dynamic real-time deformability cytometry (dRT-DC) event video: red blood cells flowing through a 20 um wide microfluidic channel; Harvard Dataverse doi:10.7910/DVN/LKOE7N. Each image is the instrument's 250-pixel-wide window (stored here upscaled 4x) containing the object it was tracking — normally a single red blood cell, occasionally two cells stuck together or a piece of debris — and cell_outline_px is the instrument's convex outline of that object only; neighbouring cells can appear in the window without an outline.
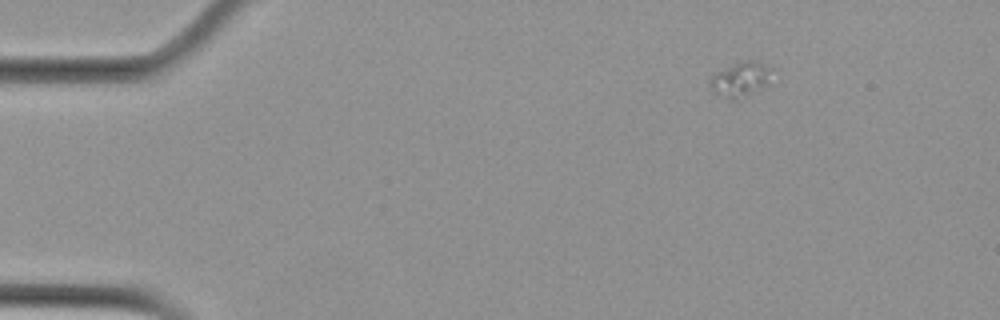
{"species": "Egyptian fruit bat (a non-hibernating species)", "species_latin": "Rousettus aegyptiacus", "temperature_condition": "cold", "stored_images_in_passage": 9, "camera_frame_rate_fps": 3000, "um_per_image_px": 0.085, "animal": {"sex": "female"}, "frame": {"image": 1, "passage_image": 1, "time_ms": 0.0, "image_size_px": [1000, 320], "cell_outline_px": [[776, 68], [772, 84], [736, 100], [728, 100], [712, 92], [708, 84], [712, 76], [716, 72], [740, 60], [756, 60]], "centroid_in_image_um": [63.04, 6.73], "position_along_channel_um": 22.0, "area_um2": 13.47}}